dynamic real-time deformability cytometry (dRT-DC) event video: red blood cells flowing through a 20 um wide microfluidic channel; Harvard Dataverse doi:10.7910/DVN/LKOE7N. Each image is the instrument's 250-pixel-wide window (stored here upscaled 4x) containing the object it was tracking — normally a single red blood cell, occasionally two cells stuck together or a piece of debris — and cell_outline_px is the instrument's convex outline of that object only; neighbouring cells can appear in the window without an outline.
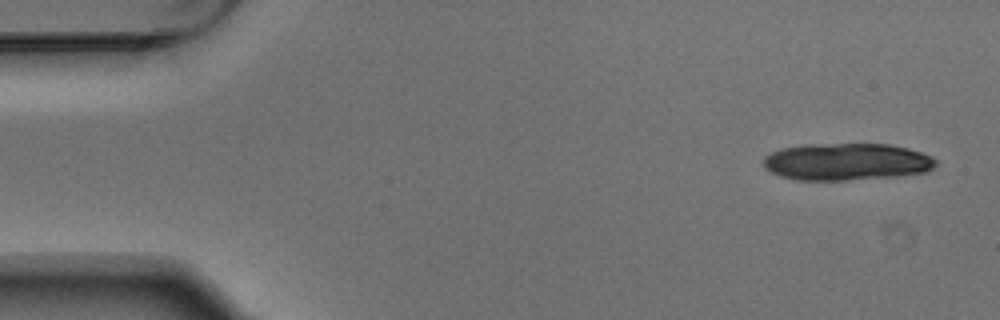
{"species": "Egyptian fruit bat (a non-hibernating species)", "species_latin": "Rousettus aegyptiacus", "temperature_condition": "warm", "stored_images_in_passage": 10, "camera_frame_rate_fps": 3000, "um_per_image_px": 0.085, "animal": {"sex": "male"}, "frame": {"image": 1, "passage_image": 1, "time_ms": 0.0, "image_size_px": [1000, 320], "cell_outline_px": [[936, 164], [928, 172], [896, 176], [848, 180], [800, 180], [780, 176], [764, 168], [764, 156], [780, 148], [804, 144], [888, 144], [908, 148], [932, 156], [936, 160]], "centroid_in_image_um": [71.96, 13.74], "position_along_channel_um": 13.0, "area_um2": 37.4}}
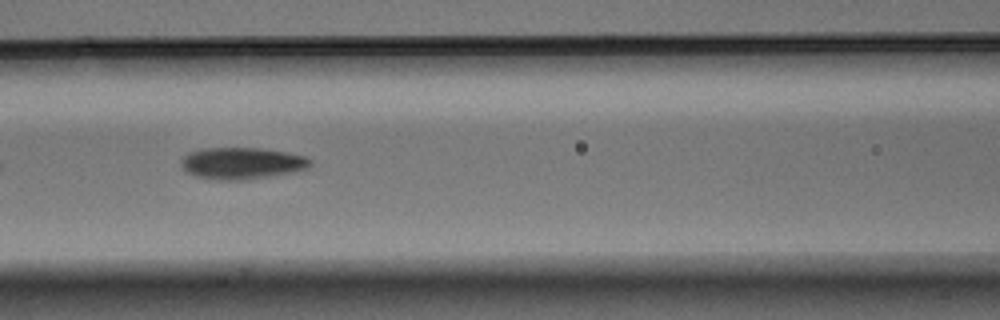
{"frame": {"image": 2, "passage_image": 6, "time_ms": 1.667, "image_size_px": [1000, 320], "cell_outline_px": [[312, 164], [308, 168], [296, 172], [248, 180], [216, 180], [196, 176], [188, 172], [180, 164], [180, 160], [188, 152], [200, 148], [260, 148], [288, 152], [304, 156], [312, 160]], "centroid_in_image_um": [20.58, 13.88], "position_along_channel_um": 146.0, "area_um2": 24.22}}
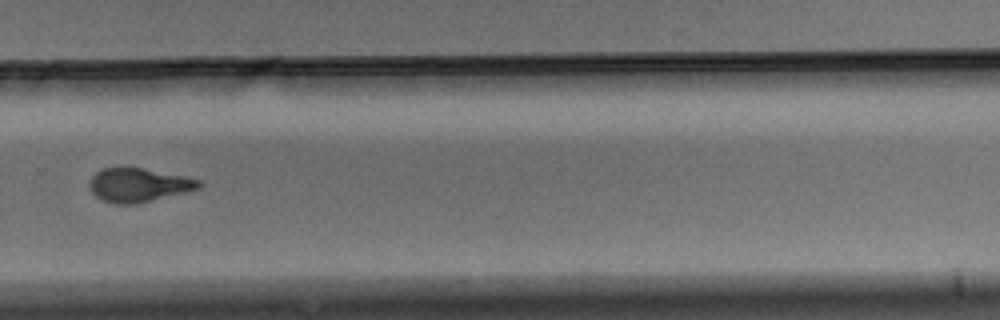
{"frame": {"image": 3, "passage_image": 10, "time_ms": 3.0, "image_size_px": [1000, 320], "cell_outline_px": [[204, 184], [200, 188], [136, 204], [116, 204], [104, 200], [96, 196], [92, 192], [88, 184], [92, 176], [96, 172], [104, 168], [120, 164], [124, 164], [200, 180]], "centroid_in_image_um": [11.72, 15.68], "position_along_channel_um": 318.1, "area_um2": 21.79}}